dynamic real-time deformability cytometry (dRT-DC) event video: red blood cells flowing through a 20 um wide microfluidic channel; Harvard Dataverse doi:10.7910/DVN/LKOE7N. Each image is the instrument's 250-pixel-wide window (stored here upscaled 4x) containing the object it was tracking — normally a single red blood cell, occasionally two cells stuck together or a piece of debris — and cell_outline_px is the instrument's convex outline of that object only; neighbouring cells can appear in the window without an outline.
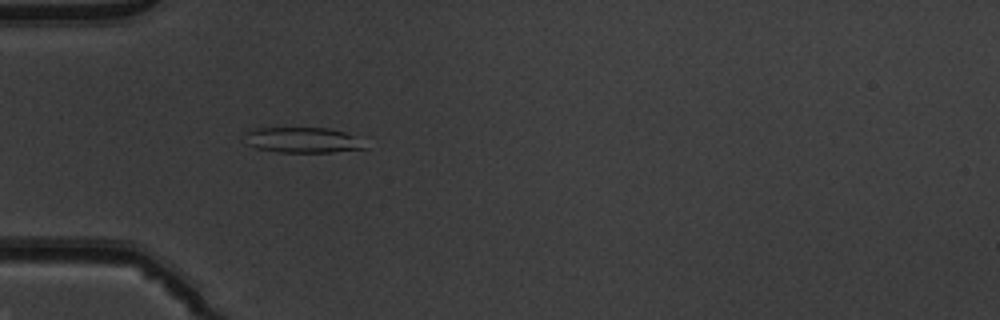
{"species": "common noctule bat (a hibernating species)", "species_latin": "Nyctalus noctula", "temperature_condition": "warm", "stored_images_in_passage": 40, "camera_frame_rate_fps": 3000, "um_per_image_px": 0.085, "animal": {"sex": "male", "body_mass_g": 19.5, "forearm_length_mm": 54.6}, "frame": {"image": 1, "passage_image": 5, "time_ms": 1.333, "image_size_px": [1000, 320], "cell_outline_px": [[368, 148], [332, 152], [280, 152], [256, 148], [248, 144], [244, 132], [256, 128], [328, 128], [344, 132]], "centroid_in_image_um": [25.64, 11.9], "position_along_channel_um": 59.4, "area_um2": 17.4}}
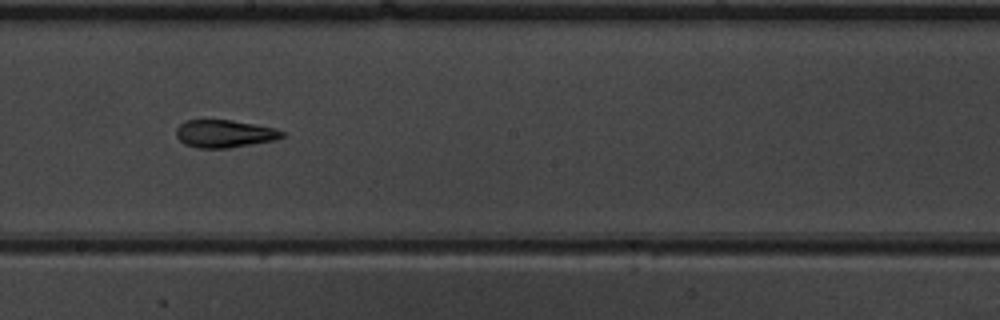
{"frame": {"image": 2, "passage_image": 18, "time_ms": 5.667, "image_size_px": [1000, 320], "cell_outline_px": [[284, 136], [276, 140], [228, 148], [200, 148], [184, 144], [176, 136], [176, 128], [184, 120], [232, 120], [272, 128], [284, 132]], "centroid_in_image_um": [19.04, 11.37], "position_along_channel_um": 229.2, "area_um2": 16.94}}
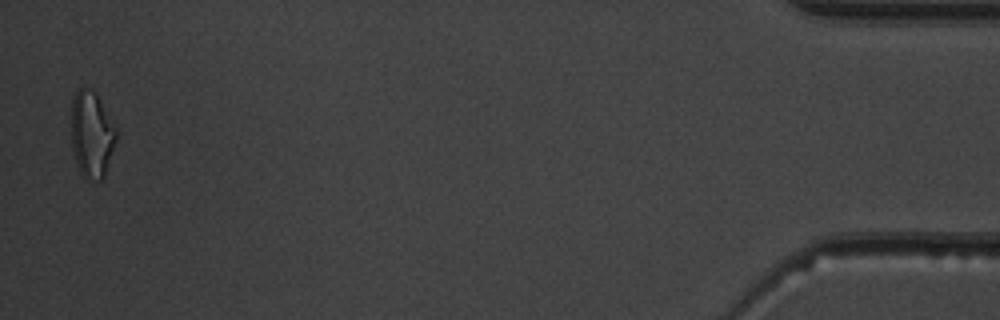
{"frame": {"image": 3, "passage_image": 39, "time_ms": 12.667, "image_size_px": [1000, 320], "cell_outline_px": [[116, 140], [104, 176], [100, 180], [84, 176], [80, 172], [72, 152], [72, 100], [76, 92], [80, 88], [84, 88], [96, 92], [116, 128]], "centroid_in_image_um": [7.79, 11.4], "position_along_channel_um": 427.4, "area_um2": 22.2}, "authors_computed_cell_mechanics": {"area_um2": 17.4556, "velocity_mm_per_s": 4.0294, "shape_relaxation_time_tau1_ms": 9.0686, "shape_relaxation_time_tau2_ms": 1.5183, "deformation_change_tau1": 0.2116, "deformation_change_tau2": 0.0965}}